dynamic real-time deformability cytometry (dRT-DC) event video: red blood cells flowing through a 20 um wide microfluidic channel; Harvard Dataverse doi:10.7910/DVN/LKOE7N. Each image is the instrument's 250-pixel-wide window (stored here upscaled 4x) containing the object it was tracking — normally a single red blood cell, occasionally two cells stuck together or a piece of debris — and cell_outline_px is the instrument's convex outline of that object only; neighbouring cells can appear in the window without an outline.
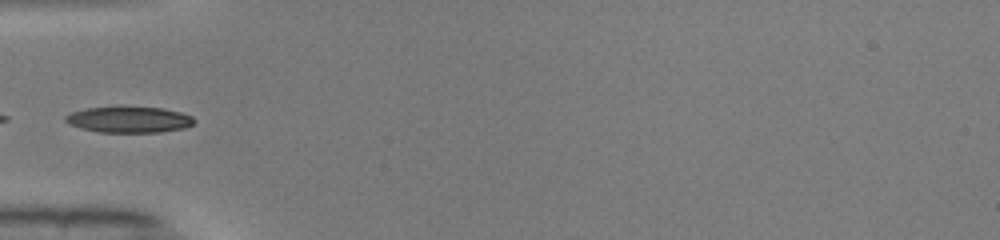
{"species": "common noctule bat (a hibernating species)", "species_latin": "Nyctalus noctula", "temperature_condition": "warm", "stored_images_in_passage": 3, "camera_frame_rate_fps": 3000, "um_per_image_px": 0.085, "animal": {"sex": "male", "body_mass_g": 19.0, "forearm_length_mm": 50.8}, "frame": {"image": 1, "passage_image": 1, "time_ms": 0.0, "image_size_px": [1000, 240], "cell_outline_px": [[196, 120], [192, 124], [184, 128], [160, 132], [100, 132], [80, 128], [68, 124], [64, 120], [64, 116], [72, 112], [88, 108], [164, 108], [180, 112], [192, 116]], "centroid_in_image_um": [10.97, 10.18], "position_along_channel_um": 74.0, "area_um2": 19.19}}